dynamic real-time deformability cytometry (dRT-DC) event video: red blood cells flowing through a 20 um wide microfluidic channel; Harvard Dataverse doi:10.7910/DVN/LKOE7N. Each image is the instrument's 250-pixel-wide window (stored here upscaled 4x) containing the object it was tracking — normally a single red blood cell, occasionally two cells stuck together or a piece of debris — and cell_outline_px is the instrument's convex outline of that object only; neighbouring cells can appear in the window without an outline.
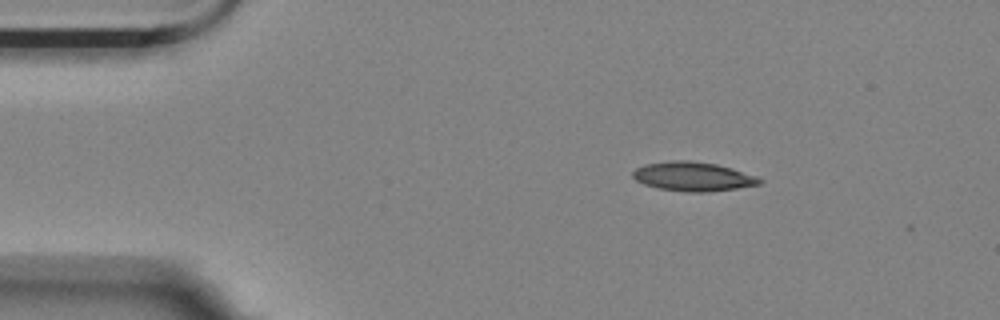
{"species": "Egyptian fruit bat (a non-hibernating species)", "species_latin": "Rousettus aegyptiacus", "temperature_condition": "room temperature", "stored_images_in_passage": 2, "camera_frame_rate_fps": 3000, "um_per_image_px": 0.085, "animal": {"sex": "female"}, "frame": {"image": 1, "passage_image": 1, "time_ms": 0.0, "image_size_px": [1000, 320], "cell_outline_px": [[764, 180], [760, 184], [736, 188], [708, 192], [684, 192], [660, 188], [644, 184], [636, 180], [632, 176], [632, 172], [636, 168], [644, 164], [672, 160], [688, 160], [716, 164], [756, 176]], "centroid_in_image_um": [58.88, 15.0], "position_along_channel_um": 26.1, "area_um2": 21.39}}